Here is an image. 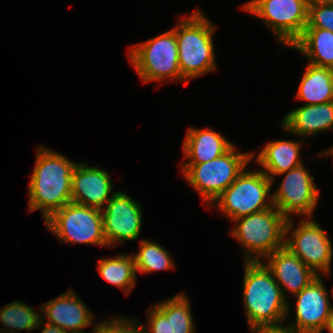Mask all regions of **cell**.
I'll list each match as a JSON object with an SVG mask.
<instances>
[{
  "label": "cell",
  "instance_id": "obj_1",
  "mask_svg": "<svg viewBox=\"0 0 333 333\" xmlns=\"http://www.w3.org/2000/svg\"><path fill=\"white\" fill-rule=\"evenodd\" d=\"M76 164L43 145L37 147L35 167L28 185L30 213L40 210L45 221L72 202V173Z\"/></svg>",
  "mask_w": 333,
  "mask_h": 333
},
{
  "label": "cell",
  "instance_id": "obj_2",
  "mask_svg": "<svg viewBox=\"0 0 333 333\" xmlns=\"http://www.w3.org/2000/svg\"><path fill=\"white\" fill-rule=\"evenodd\" d=\"M243 303L249 329L284 328L290 306L263 261H244Z\"/></svg>",
  "mask_w": 333,
  "mask_h": 333
},
{
  "label": "cell",
  "instance_id": "obj_3",
  "mask_svg": "<svg viewBox=\"0 0 333 333\" xmlns=\"http://www.w3.org/2000/svg\"><path fill=\"white\" fill-rule=\"evenodd\" d=\"M215 27L197 9L188 17L179 18L178 24L172 28L179 52V69L187 82L217 70L213 43Z\"/></svg>",
  "mask_w": 333,
  "mask_h": 333
},
{
  "label": "cell",
  "instance_id": "obj_4",
  "mask_svg": "<svg viewBox=\"0 0 333 333\" xmlns=\"http://www.w3.org/2000/svg\"><path fill=\"white\" fill-rule=\"evenodd\" d=\"M255 152L237 151L234 145L224 155L205 163H182L181 174L203 198L208 208L254 159Z\"/></svg>",
  "mask_w": 333,
  "mask_h": 333
},
{
  "label": "cell",
  "instance_id": "obj_5",
  "mask_svg": "<svg viewBox=\"0 0 333 333\" xmlns=\"http://www.w3.org/2000/svg\"><path fill=\"white\" fill-rule=\"evenodd\" d=\"M286 222L287 218L274 206L234 220L230 233L244 248L243 260L263 261L284 247Z\"/></svg>",
  "mask_w": 333,
  "mask_h": 333
},
{
  "label": "cell",
  "instance_id": "obj_6",
  "mask_svg": "<svg viewBox=\"0 0 333 333\" xmlns=\"http://www.w3.org/2000/svg\"><path fill=\"white\" fill-rule=\"evenodd\" d=\"M128 59L144 83L182 80L175 32L170 29L145 42L130 46Z\"/></svg>",
  "mask_w": 333,
  "mask_h": 333
},
{
  "label": "cell",
  "instance_id": "obj_7",
  "mask_svg": "<svg viewBox=\"0 0 333 333\" xmlns=\"http://www.w3.org/2000/svg\"><path fill=\"white\" fill-rule=\"evenodd\" d=\"M246 168L213 203L232 222L273 206L272 180L262 170Z\"/></svg>",
  "mask_w": 333,
  "mask_h": 333
},
{
  "label": "cell",
  "instance_id": "obj_8",
  "mask_svg": "<svg viewBox=\"0 0 333 333\" xmlns=\"http://www.w3.org/2000/svg\"><path fill=\"white\" fill-rule=\"evenodd\" d=\"M308 3L309 0H250L241 8L261 19L279 43L290 48L307 26Z\"/></svg>",
  "mask_w": 333,
  "mask_h": 333
},
{
  "label": "cell",
  "instance_id": "obj_9",
  "mask_svg": "<svg viewBox=\"0 0 333 333\" xmlns=\"http://www.w3.org/2000/svg\"><path fill=\"white\" fill-rule=\"evenodd\" d=\"M45 224L62 243L108 247L98 208L69 202L45 220Z\"/></svg>",
  "mask_w": 333,
  "mask_h": 333
},
{
  "label": "cell",
  "instance_id": "obj_10",
  "mask_svg": "<svg viewBox=\"0 0 333 333\" xmlns=\"http://www.w3.org/2000/svg\"><path fill=\"white\" fill-rule=\"evenodd\" d=\"M293 220L287 219L284 246L318 276L330 275L333 247L326 231L314 219L302 218L297 227Z\"/></svg>",
  "mask_w": 333,
  "mask_h": 333
},
{
  "label": "cell",
  "instance_id": "obj_11",
  "mask_svg": "<svg viewBox=\"0 0 333 333\" xmlns=\"http://www.w3.org/2000/svg\"><path fill=\"white\" fill-rule=\"evenodd\" d=\"M280 175L285 177L278 189L272 193L273 206L287 219L293 218V215L312 218L319 199V189L314 184V177L309 174L304 164L278 176Z\"/></svg>",
  "mask_w": 333,
  "mask_h": 333
},
{
  "label": "cell",
  "instance_id": "obj_12",
  "mask_svg": "<svg viewBox=\"0 0 333 333\" xmlns=\"http://www.w3.org/2000/svg\"><path fill=\"white\" fill-rule=\"evenodd\" d=\"M322 278V275L317 276L294 295L297 301L296 318L290 325H285L284 329L288 333H323L326 329L332 309L330 293Z\"/></svg>",
  "mask_w": 333,
  "mask_h": 333
},
{
  "label": "cell",
  "instance_id": "obj_13",
  "mask_svg": "<svg viewBox=\"0 0 333 333\" xmlns=\"http://www.w3.org/2000/svg\"><path fill=\"white\" fill-rule=\"evenodd\" d=\"M135 201L126 193L118 190L101 209L103 232L108 247H115L125 241L138 239L143 213L140 204Z\"/></svg>",
  "mask_w": 333,
  "mask_h": 333
},
{
  "label": "cell",
  "instance_id": "obj_14",
  "mask_svg": "<svg viewBox=\"0 0 333 333\" xmlns=\"http://www.w3.org/2000/svg\"><path fill=\"white\" fill-rule=\"evenodd\" d=\"M111 177L106 170L87 163H77L72 173V202L103 209L113 197Z\"/></svg>",
  "mask_w": 333,
  "mask_h": 333
},
{
  "label": "cell",
  "instance_id": "obj_15",
  "mask_svg": "<svg viewBox=\"0 0 333 333\" xmlns=\"http://www.w3.org/2000/svg\"><path fill=\"white\" fill-rule=\"evenodd\" d=\"M42 319L47 323L64 329L68 333H86L83 330L91 324L96 325L94 314L72 290L51 299L39 306Z\"/></svg>",
  "mask_w": 333,
  "mask_h": 333
},
{
  "label": "cell",
  "instance_id": "obj_16",
  "mask_svg": "<svg viewBox=\"0 0 333 333\" xmlns=\"http://www.w3.org/2000/svg\"><path fill=\"white\" fill-rule=\"evenodd\" d=\"M265 259L267 260L265 265L271 270L287 301V291L294 296L318 276L285 246L275 250Z\"/></svg>",
  "mask_w": 333,
  "mask_h": 333
},
{
  "label": "cell",
  "instance_id": "obj_17",
  "mask_svg": "<svg viewBox=\"0 0 333 333\" xmlns=\"http://www.w3.org/2000/svg\"><path fill=\"white\" fill-rule=\"evenodd\" d=\"M282 128L303 140L333 128V101L302 105L288 112L281 121Z\"/></svg>",
  "mask_w": 333,
  "mask_h": 333
},
{
  "label": "cell",
  "instance_id": "obj_18",
  "mask_svg": "<svg viewBox=\"0 0 333 333\" xmlns=\"http://www.w3.org/2000/svg\"><path fill=\"white\" fill-rule=\"evenodd\" d=\"M182 145L183 155L188 160L182 163H205L224 155L234 143L208 127H189Z\"/></svg>",
  "mask_w": 333,
  "mask_h": 333
},
{
  "label": "cell",
  "instance_id": "obj_19",
  "mask_svg": "<svg viewBox=\"0 0 333 333\" xmlns=\"http://www.w3.org/2000/svg\"><path fill=\"white\" fill-rule=\"evenodd\" d=\"M301 141L273 140L267 142L256 158L258 166L271 180L283 172L303 164L300 158Z\"/></svg>",
  "mask_w": 333,
  "mask_h": 333
},
{
  "label": "cell",
  "instance_id": "obj_20",
  "mask_svg": "<svg viewBox=\"0 0 333 333\" xmlns=\"http://www.w3.org/2000/svg\"><path fill=\"white\" fill-rule=\"evenodd\" d=\"M304 55L309 64L333 69V32L321 28H305L290 47Z\"/></svg>",
  "mask_w": 333,
  "mask_h": 333
},
{
  "label": "cell",
  "instance_id": "obj_21",
  "mask_svg": "<svg viewBox=\"0 0 333 333\" xmlns=\"http://www.w3.org/2000/svg\"><path fill=\"white\" fill-rule=\"evenodd\" d=\"M295 97L306 105L333 101V69L308 63Z\"/></svg>",
  "mask_w": 333,
  "mask_h": 333
},
{
  "label": "cell",
  "instance_id": "obj_22",
  "mask_svg": "<svg viewBox=\"0 0 333 333\" xmlns=\"http://www.w3.org/2000/svg\"><path fill=\"white\" fill-rule=\"evenodd\" d=\"M100 276L109 284L129 295L137 282L135 260L132 254H117L114 258H101L97 263Z\"/></svg>",
  "mask_w": 333,
  "mask_h": 333
},
{
  "label": "cell",
  "instance_id": "obj_23",
  "mask_svg": "<svg viewBox=\"0 0 333 333\" xmlns=\"http://www.w3.org/2000/svg\"><path fill=\"white\" fill-rule=\"evenodd\" d=\"M169 321L170 333H195L191 303L186 293L162 300L154 305Z\"/></svg>",
  "mask_w": 333,
  "mask_h": 333
},
{
  "label": "cell",
  "instance_id": "obj_24",
  "mask_svg": "<svg viewBox=\"0 0 333 333\" xmlns=\"http://www.w3.org/2000/svg\"><path fill=\"white\" fill-rule=\"evenodd\" d=\"M41 319V314L20 300L0 307V322L4 327L2 332L5 333H19L21 330L30 333L37 329Z\"/></svg>",
  "mask_w": 333,
  "mask_h": 333
},
{
  "label": "cell",
  "instance_id": "obj_25",
  "mask_svg": "<svg viewBox=\"0 0 333 333\" xmlns=\"http://www.w3.org/2000/svg\"><path fill=\"white\" fill-rule=\"evenodd\" d=\"M139 251L132 254L135 260L136 273H153L159 270L175 268L169 251L162 245L148 239L140 240Z\"/></svg>",
  "mask_w": 333,
  "mask_h": 333
},
{
  "label": "cell",
  "instance_id": "obj_26",
  "mask_svg": "<svg viewBox=\"0 0 333 333\" xmlns=\"http://www.w3.org/2000/svg\"><path fill=\"white\" fill-rule=\"evenodd\" d=\"M305 28H321L333 32V5L309 0L308 23Z\"/></svg>",
  "mask_w": 333,
  "mask_h": 333
},
{
  "label": "cell",
  "instance_id": "obj_27",
  "mask_svg": "<svg viewBox=\"0 0 333 333\" xmlns=\"http://www.w3.org/2000/svg\"><path fill=\"white\" fill-rule=\"evenodd\" d=\"M143 326L146 333H170L169 321L154 305L147 311V325Z\"/></svg>",
  "mask_w": 333,
  "mask_h": 333
},
{
  "label": "cell",
  "instance_id": "obj_28",
  "mask_svg": "<svg viewBox=\"0 0 333 333\" xmlns=\"http://www.w3.org/2000/svg\"><path fill=\"white\" fill-rule=\"evenodd\" d=\"M93 327L94 329L89 333H121V317L113 315L110 320L105 319Z\"/></svg>",
  "mask_w": 333,
  "mask_h": 333
},
{
  "label": "cell",
  "instance_id": "obj_29",
  "mask_svg": "<svg viewBox=\"0 0 333 333\" xmlns=\"http://www.w3.org/2000/svg\"><path fill=\"white\" fill-rule=\"evenodd\" d=\"M140 323V324H139ZM121 333H146L141 322L121 316Z\"/></svg>",
  "mask_w": 333,
  "mask_h": 333
},
{
  "label": "cell",
  "instance_id": "obj_30",
  "mask_svg": "<svg viewBox=\"0 0 333 333\" xmlns=\"http://www.w3.org/2000/svg\"><path fill=\"white\" fill-rule=\"evenodd\" d=\"M42 325V327H41ZM41 327V333H68L64 329H61L55 325L49 324L45 322V320L41 319L39 322V325L37 326V329Z\"/></svg>",
  "mask_w": 333,
  "mask_h": 333
},
{
  "label": "cell",
  "instance_id": "obj_31",
  "mask_svg": "<svg viewBox=\"0 0 333 333\" xmlns=\"http://www.w3.org/2000/svg\"><path fill=\"white\" fill-rule=\"evenodd\" d=\"M250 333H288L284 328L250 329Z\"/></svg>",
  "mask_w": 333,
  "mask_h": 333
},
{
  "label": "cell",
  "instance_id": "obj_32",
  "mask_svg": "<svg viewBox=\"0 0 333 333\" xmlns=\"http://www.w3.org/2000/svg\"><path fill=\"white\" fill-rule=\"evenodd\" d=\"M328 333H333V310L331 312L330 318L328 320V324L326 326V329Z\"/></svg>",
  "mask_w": 333,
  "mask_h": 333
},
{
  "label": "cell",
  "instance_id": "obj_33",
  "mask_svg": "<svg viewBox=\"0 0 333 333\" xmlns=\"http://www.w3.org/2000/svg\"><path fill=\"white\" fill-rule=\"evenodd\" d=\"M320 157L333 156V146L318 154Z\"/></svg>",
  "mask_w": 333,
  "mask_h": 333
},
{
  "label": "cell",
  "instance_id": "obj_34",
  "mask_svg": "<svg viewBox=\"0 0 333 333\" xmlns=\"http://www.w3.org/2000/svg\"><path fill=\"white\" fill-rule=\"evenodd\" d=\"M318 1L326 3V4H332L333 5V0H318Z\"/></svg>",
  "mask_w": 333,
  "mask_h": 333
},
{
  "label": "cell",
  "instance_id": "obj_35",
  "mask_svg": "<svg viewBox=\"0 0 333 333\" xmlns=\"http://www.w3.org/2000/svg\"><path fill=\"white\" fill-rule=\"evenodd\" d=\"M333 287V286H332ZM332 297H333V288H332V293H331ZM333 299V298H332ZM331 309L333 310V306L331 305Z\"/></svg>",
  "mask_w": 333,
  "mask_h": 333
}]
</instances>
